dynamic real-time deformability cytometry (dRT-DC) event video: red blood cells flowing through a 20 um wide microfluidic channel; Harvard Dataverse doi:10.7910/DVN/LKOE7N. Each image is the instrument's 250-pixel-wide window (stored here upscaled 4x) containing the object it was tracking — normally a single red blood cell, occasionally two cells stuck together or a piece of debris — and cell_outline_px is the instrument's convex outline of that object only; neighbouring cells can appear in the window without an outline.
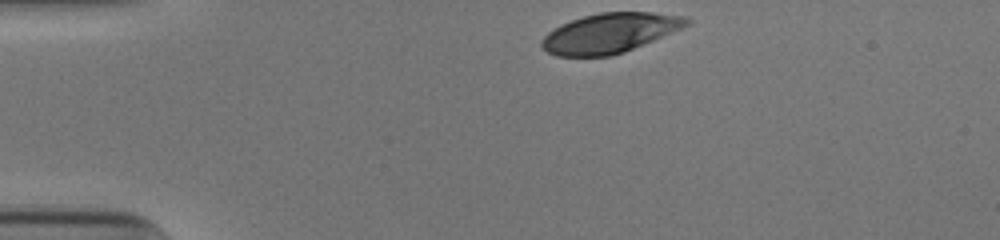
{"species": "human", "species_latin": "Homo sapiens", "temperature_condition": "cold", "stored_images_in_passage": 33, "camera_frame_rate_fps": 3000, "um_per_image_px": 0.085, "donor": {"sex": "male"}, "frame": {"image": 1, "passage_image": 1, "time_ms": 0.0, "image_size_px": [1000, 240], "cell_outline_px": [[692, 20], [688, 24], [672, 32], [644, 44], [624, 52], [612, 56], [556, 56], [548, 52], [540, 44], [540, 40], [548, 32], [560, 24], [584, 16], [600, 12], [652, 12], [684, 16]], "centroid_in_image_um": [51.81, 2.81], "position_along_channel_um": 33.2, "area_um2": 33.35}}
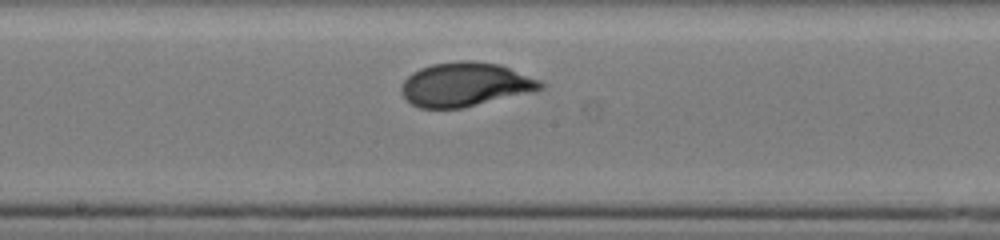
{"frame": {"image": 2, "passage_image": 19, "time_ms": 6.0, "image_size_px": [1000, 240], "cell_outline_px": [[544, 88], [536, 92], [460, 108], [420, 108], [412, 104], [400, 92], [400, 84], [412, 72], [420, 68], [432, 64], [464, 60], [472, 60], [500, 64], [540, 80], [544, 84]], "centroid_in_image_um": [39.56, 7.18], "position_along_channel_um": 208.6, "area_um2": 35.89}}
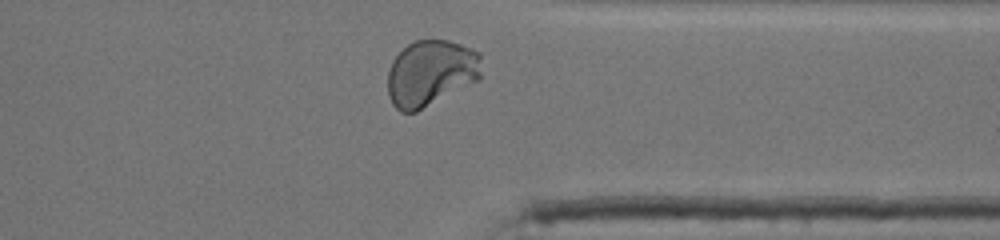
{"frame": {"image": 3, "passage_image": 32, "time_ms": 10.333, "image_size_px": [1000, 240], "cell_outline_px": [[480, 80], [416, 112], [400, 112], [392, 104], [388, 96], [388, 72], [392, 60], [408, 44], [416, 40], [448, 40], [460, 44], [480, 52]], "centroid_in_image_um": [36.61, 6.22], "position_along_channel_um": 374.8, "area_um2": 36.3}, "authors_computed_cell_mechanics": {"area_um2": 34.969, "velocity_mm_per_s": 3.8704, "shape_relaxation_time_tau1_ms": 3.9781, "shape_relaxation_time_tau2_ms": null, "deformation_change_tau1": 0.184, "deformation_change_tau2": null}}